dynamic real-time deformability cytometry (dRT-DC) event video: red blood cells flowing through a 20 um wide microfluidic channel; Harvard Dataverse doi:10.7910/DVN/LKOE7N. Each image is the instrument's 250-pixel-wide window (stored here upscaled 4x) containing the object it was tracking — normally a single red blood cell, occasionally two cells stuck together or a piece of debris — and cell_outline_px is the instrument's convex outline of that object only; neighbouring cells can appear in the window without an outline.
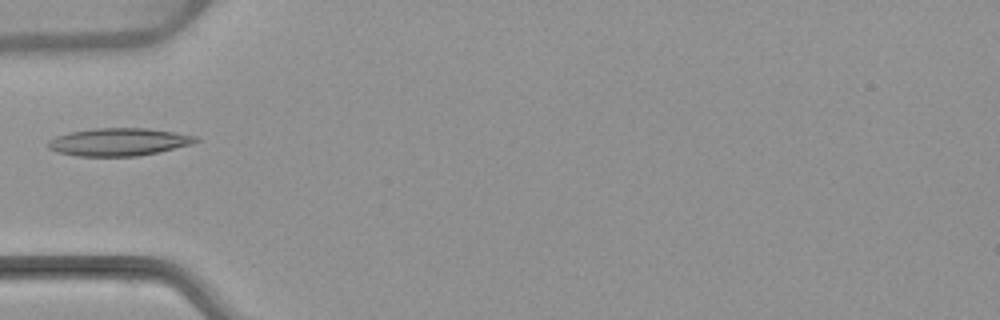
{"species": "common noctule bat (a hibernating species)", "species_latin": "Nyctalus noctula", "temperature_condition": "warm", "stored_images_in_passage": 2, "camera_frame_rate_fps": 3000, "um_per_image_px": 0.085, "animal": {"sex": "female", "body_mass_g": 22.7, "forearm_length_mm": 54.2}, "frame": {"image": 1, "passage_image": 2, "time_ms": 1.333, "image_size_px": [1000, 320], "cell_outline_px": [[200, 140], [192, 144], [140, 156], [76, 156], [56, 152], [48, 148], [48, 140], [56, 136], [72, 132], [96, 128], [148, 128], [200, 136]], "centroid_in_image_um": [10.12, 12.06], "position_along_channel_um": 74.9, "area_um2": 23.93}}